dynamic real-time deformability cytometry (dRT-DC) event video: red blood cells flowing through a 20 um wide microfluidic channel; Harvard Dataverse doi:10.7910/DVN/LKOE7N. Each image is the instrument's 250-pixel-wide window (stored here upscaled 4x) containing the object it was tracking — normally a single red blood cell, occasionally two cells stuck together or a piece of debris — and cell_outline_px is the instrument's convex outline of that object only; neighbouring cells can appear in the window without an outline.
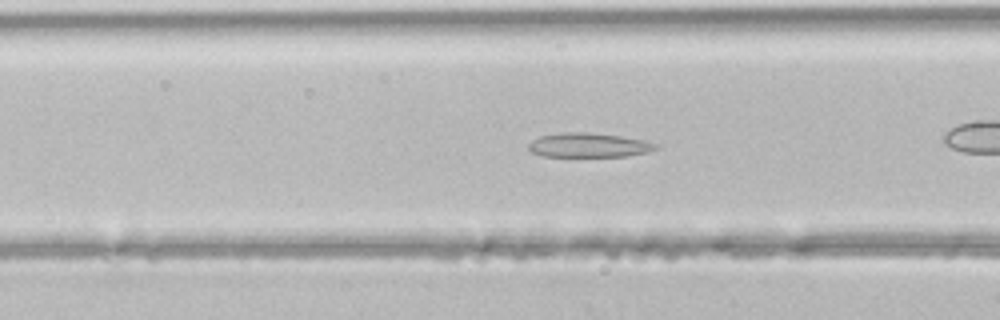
{"species": "common noctule bat (a hibernating species)", "species_latin": "Nyctalus noctula", "temperature_condition": "room temperature", "stored_images_in_passage": 27, "camera_frame_rate_fps": 3000, "um_per_image_px": 0.085, "animal": {"sex": "male", "body_mass_g": 21.5, "forearm_length_mm": 52.0}, "frame": {"image": 1, "passage_image": 8, "time_ms": 2.333, "image_size_px": [1000, 320], "cell_outline_px": [[656, 148], [644, 152], [628, 156], [544, 156], [532, 152], [528, 148], [528, 144], [532, 140], [540, 136], [560, 132], [588, 132], [620, 136], [644, 140], [656, 144]], "centroid_in_image_um": [49.98, 12.33], "position_along_channel_um": 116.6, "area_um2": 17.8}}